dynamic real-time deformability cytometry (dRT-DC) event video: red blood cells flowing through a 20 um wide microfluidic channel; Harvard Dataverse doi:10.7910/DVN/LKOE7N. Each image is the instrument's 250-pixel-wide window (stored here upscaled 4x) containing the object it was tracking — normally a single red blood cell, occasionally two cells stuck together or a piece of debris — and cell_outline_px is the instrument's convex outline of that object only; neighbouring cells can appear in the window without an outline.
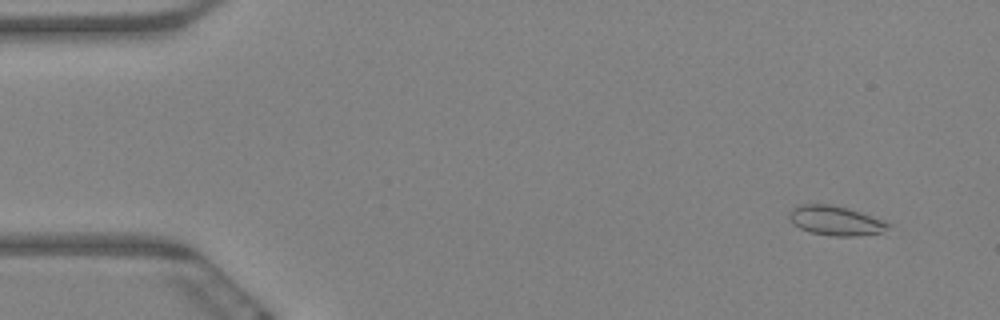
{"species": "Egyptian fruit bat (a non-hibernating species)", "species_latin": "Rousettus aegyptiacus", "temperature_condition": "warm", "stored_images_in_passage": 62, "camera_frame_rate_fps": 3000, "um_per_image_px": 0.085, "animal": {"sex": "female"}, "frame": {"image": 1, "passage_image": 4, "time_ms": 1.0, "image_size_px": [1000, 320], "cell_outline_px": [[892, 224], [884, 232], [856, 236], [832, 236], [812, 232], [800, 228], [792, 224], [788, 216], [788, 212], [792, 208], [800, 204], [832, 204], [848, 208], [860, 212]], "centroid_in_image_um": [70.99, 18.75], "position_along_channel_um": 14.0, "area_um2": 17.05}}
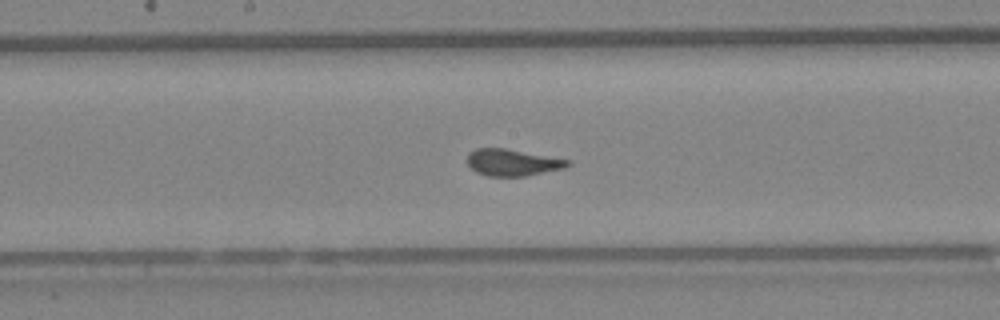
{"frame": {"image": 2, "passage_image": 32, "time_ms": 10.333, "image_size_px": [1000, 320], "cell_outline_px": [[572, 164], [564, 168], [524, 176], [488, 176], [476, 172], [468, 164], [468, 152], [476, 148], [504, 148], [572, 160]], "centroid_in_image_um": [43.58, 13.8], "position_along_channel_um": 204.6, "area_um2": 15.61}}
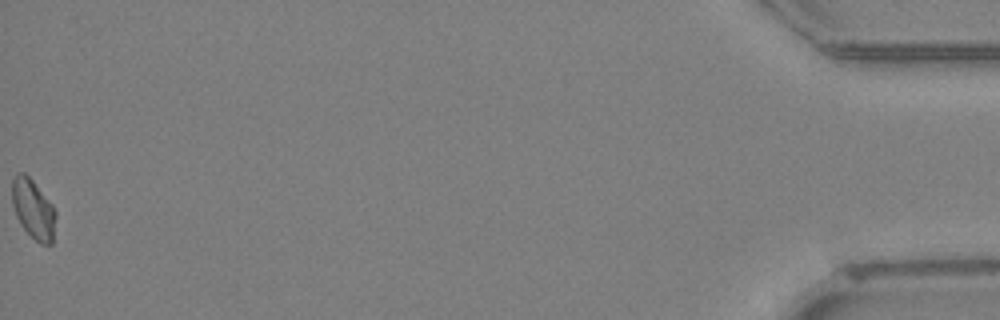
{"frame": {"image": 3, "passage_image": 62, "time_ms": 20.333, "image_size_px": [1000, 320], "cell_outline_px": [[56, 216], [52, 244], [40, 244], [20, 224], [16, 216], [12, 204], [12, 176], [16, 172], [24, 172], [32, 180], [52, 204], [56, 212]], "centroid_in_image_um": [2.81, 17.75], "position_along_channel_um": 432.4, "area_um2": 15.14}, "authors_computed_cell_mechanics": {"area_um2": 15.9528, "velocity_mm_per_s": 3.2915, "shape_relaxation_time_tau1_ms": 9.4661, "shape_relaxation_time_tau2_ms": 10.015, "deformation_change_tau1": 0.159, "deformation_change_tau2": null}}